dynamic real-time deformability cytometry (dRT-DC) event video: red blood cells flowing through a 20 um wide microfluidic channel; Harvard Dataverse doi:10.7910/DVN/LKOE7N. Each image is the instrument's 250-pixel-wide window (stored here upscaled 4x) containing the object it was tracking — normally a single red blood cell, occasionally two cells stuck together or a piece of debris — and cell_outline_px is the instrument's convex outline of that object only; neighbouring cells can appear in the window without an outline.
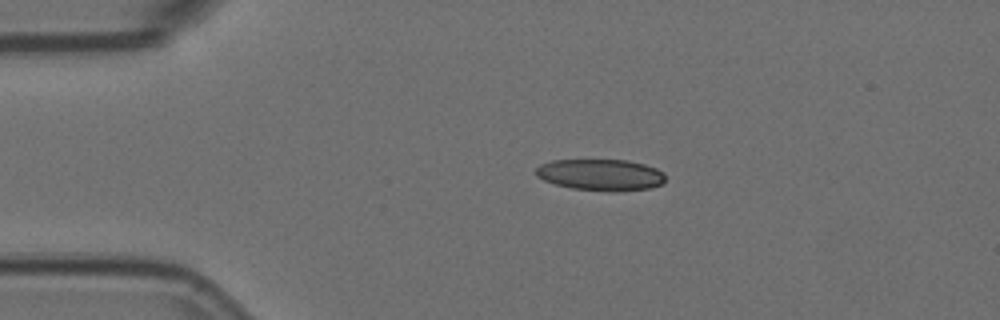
{"species": "Egyptian fruit bat (a non-hibernating species)", "species_latin": "Rousettus aegyptiacus", "temperature_condition": "room temperature", "stored_images_in_passage": 4, "camera_frame_rate_fps": 3000, "um_per_image_px": 0.085, "animal": {"sex": "female"}, "frame": {"image": 1, "passage_image": 3, "time_ms": 0.667, "image_size_px": [1000, 320], "cell_outline_px": [[664, 180], [660, 184], [652, 188], [620, 192], [612, 192], [572, 188], [556, 184], [544, 180], [536, 176], [536, 168], [540, 164], [552, 160], [628, 160], [644, 164], [656, 168], [664, 172]], "centroid_in_image_um": [51.07, 14.86], "position_along_channel_um": 33.9, "area_um2": 23.87}}